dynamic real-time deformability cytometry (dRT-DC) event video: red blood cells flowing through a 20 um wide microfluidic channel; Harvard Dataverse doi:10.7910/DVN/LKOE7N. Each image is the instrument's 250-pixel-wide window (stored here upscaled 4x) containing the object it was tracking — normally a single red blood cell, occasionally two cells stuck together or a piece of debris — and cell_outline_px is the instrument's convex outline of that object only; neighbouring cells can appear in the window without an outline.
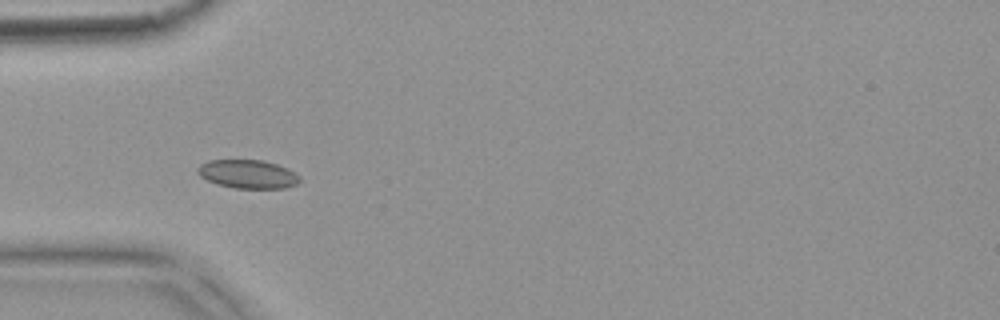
{"species": "common noctule bat (a hibernating species)", "species_latin": "Nyctalus noctula", "temperature_condition": "warm", "stored_images_in_passage": 5, "camera_frame_rate_fps": 3000, "um_per_image_px": 0.085, "animal": {"sex": "female", "body_mass_g": 18.4}, "frame": {"image": 1, "passage_image": 5, "time_ms": 1.333, "image_size_px": [1000, 320], "cell_outline_px": [[300, 180], [296, 184], [284, 188], [236, 188], [216, 184], [200, 176], [196, 172], [196, 168], [200, 164], [208, 160], [264, 160], [288, 168], [300, 176]], "centroid_in_image_um": [21.04, 14.79], "position_along_channel_um": 64.0, "area_um2": 17.05}}